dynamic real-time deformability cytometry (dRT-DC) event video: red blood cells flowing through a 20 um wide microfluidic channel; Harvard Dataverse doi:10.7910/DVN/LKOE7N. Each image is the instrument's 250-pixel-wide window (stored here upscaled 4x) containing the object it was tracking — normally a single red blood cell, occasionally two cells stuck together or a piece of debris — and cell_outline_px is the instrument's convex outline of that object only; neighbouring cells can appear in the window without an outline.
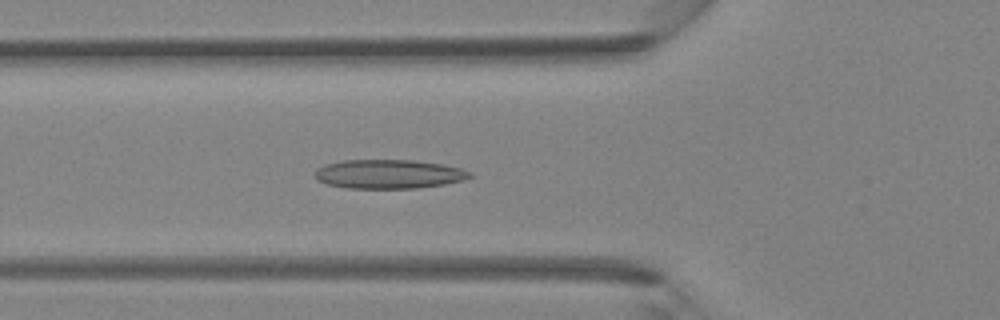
{"species": "Egyptian fruit bat (a non-hibernating species)", "species_latin": "Rousettus aegyptiacus", "temperature_condition": "room temperature", "stored_images_in_passage": 40, "camera_frame_rate_fps": 3000, "um_per_image_px": 0.085, "animal": {"sex": "female"}, "frame": {"image": 1, "passage_image": 14, "time_ms": 4.333, "image_size_px": [1000, 320], "cell_outline_px": [[472, 176], [464, 180], [444, 184], [416, 188], [348, 188], [328, 184], [316, 180], [316, 168], [324, 164], [344, 160], [412, 160], [444, 164], [460, 168], [472, 172]], "centroid_in_image_um": [33.05, 14.79], "position_along_channel_um": 92.7, "area_um2": 26.24}}
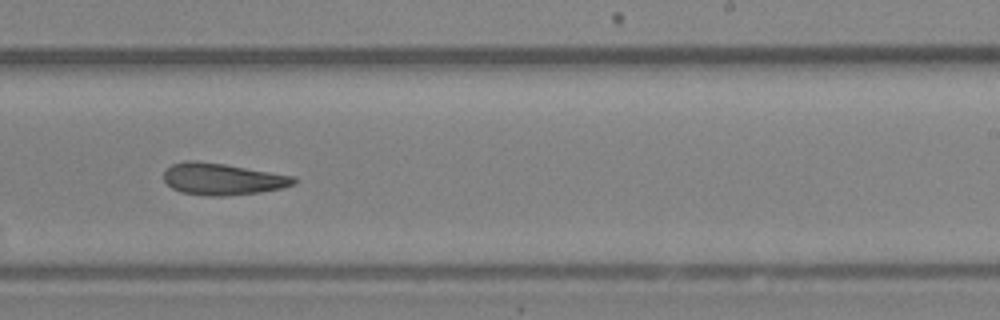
{"frame": {"image": 2, "passage_image": 25, "time_ms": 8.0, "image_size_px": [1000, 320], "cell_outline_px": [[296, 184], [280, 188], [260, 192], [224, 196], [208, 196], [180, 192], [172, 188], [164, 180], [164, 172], [172, 164], [184, 160], [196, 160], [224, 164], [296, 176]], "centroid_in_image_um": [18.9, 15.21], "position_along_channel_um": 270.1, "area_um2": 24.1}}
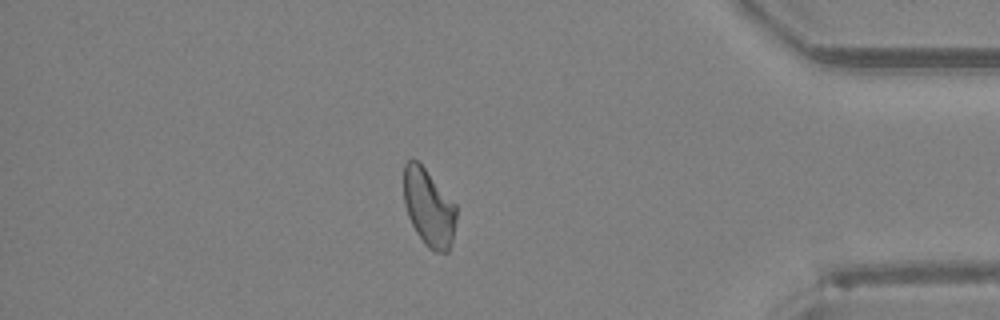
{"frame": {"image": 3, "passage_image": 35, "time_ms": 11.333, "image_size_px": [1000, 320], "cell_outline_px": [[456, 220], [452, 240], [448, 252], [436, 252], [428, 248], [424, 244], [416, 232], [408, 216], [404, 204], [404, 164], [408, 160], [416, 160], [424, 168], [456, 204]], "centroid_in_image_um": [36.44, 17.67], "position_along_channel_um": 398.8, "area_um2": 23.52}}